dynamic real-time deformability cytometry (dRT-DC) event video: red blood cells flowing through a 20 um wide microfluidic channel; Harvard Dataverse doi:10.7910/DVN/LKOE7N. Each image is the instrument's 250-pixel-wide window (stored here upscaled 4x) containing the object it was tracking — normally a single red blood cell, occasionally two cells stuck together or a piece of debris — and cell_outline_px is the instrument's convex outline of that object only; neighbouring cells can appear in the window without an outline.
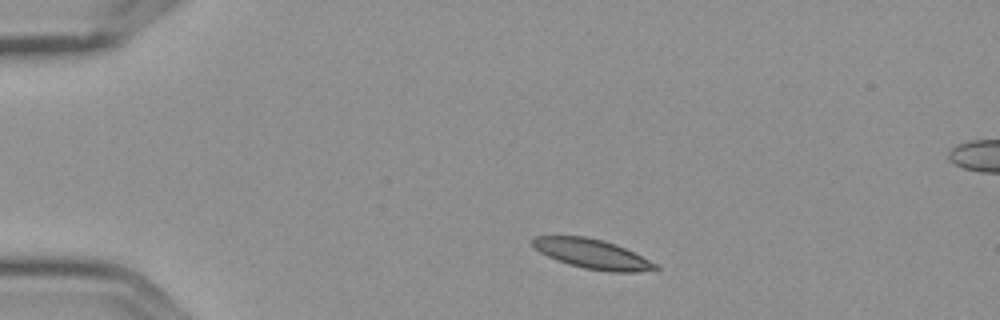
{"species": "Egyptian fruit bat (a non-hibernating species)", "species_latin": "Rousettus aegyptiacus", "temperature_condition": "cold", "stored_images_in_passage": 4, "camera_frame_rate_fps": 3000, "um_per_image_px": 0.085, "frame": {"image": 1, "passage_image": 1, "time_ms": 0.0, "image_size_px": [1000, 320], "cell_outline_px": [[660, 268], [636, 272], [608, 272], [584, 268], [568, 264], [556, 260], [540, 252], [532, 244], [532, 240], [536, 236], [584, 236], [604, 240], [616, 244], [656, 264]], "centroid_in_image_um": [50.31, 21.58], "position_along_channel_um": 34.7, "area_um2": 20.87}}
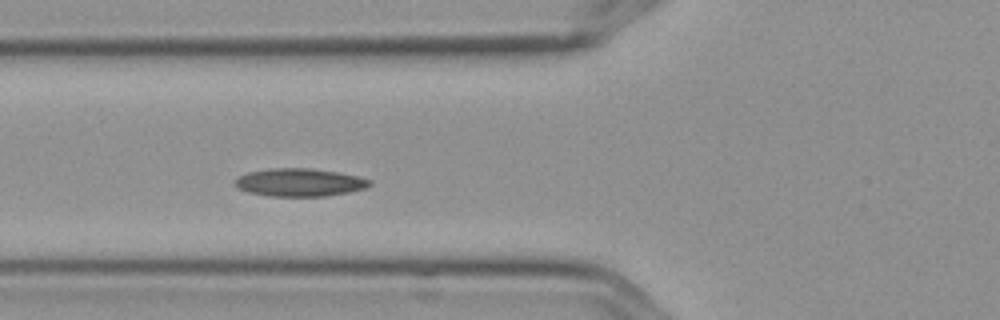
{"frame": {"image": 2, "passage_image": 4, "time_ms": 1.0, "image_size_px": [1000, 320], "cell_outline_px": [[372, 184], [364, 188], [348, 192], [324, 196], [268, 196], [248, 192], [236, 188], [232, 184], [240, 176], [248, 172], [272, 168], [308, 168], [340, 172], [372, 180]], "centroid_in_image_um": [25.44, 15.5], "position_along_channel_um": 100.4, "area_um2": 21.91}}